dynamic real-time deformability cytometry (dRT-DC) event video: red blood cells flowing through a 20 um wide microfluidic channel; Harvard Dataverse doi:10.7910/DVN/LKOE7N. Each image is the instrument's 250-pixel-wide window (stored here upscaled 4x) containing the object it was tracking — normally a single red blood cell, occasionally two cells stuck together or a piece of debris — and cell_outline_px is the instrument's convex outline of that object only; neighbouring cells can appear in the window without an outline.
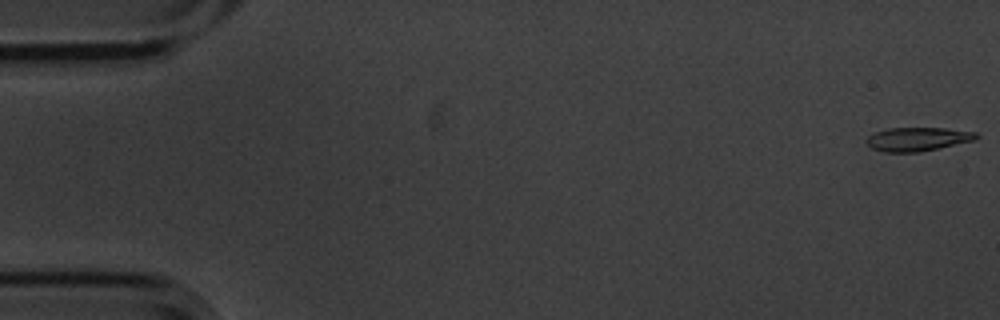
{"species": "common noctule bat (a hibernating species)", "species_latin": "Nyctalus noctula", "temperature_condition": "cold", "stored_images_in_passage": 6, "camera_frame_rate_fps": 3000, "um_per_image_px": 0.085, "animal": {"sex": "male", "body_mass_g": 20.1, "forearm_length_mm": 53.5}, "frame": {"image": 1, "passage_image": 1, "time_ms": 0.0, "image_size_px": [1000, 320], "cell_outline_px": [[980, 136], [976, 140], [940, 148], [920, 152], [884, 152], [872, 148], [864, 140], [868, 136], [876, 132], [888, 128], [944, 128], [976, 132]], "centroid_in_image_um": [78.02, 11.83], "position_along_channel_um": 7.0, "area_um2": 15.26}}
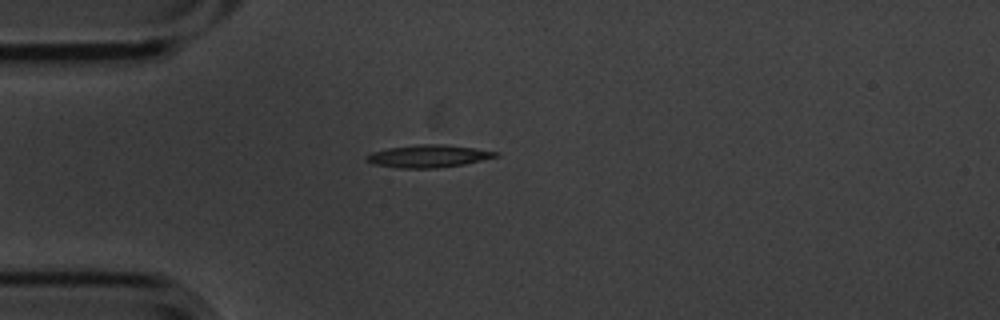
{"frame": {"image": 2, "passage_image": 5, "time_ms": 1.333, "image_size_px": [1000, 320], "cell_outline_px": [[500, 156], [464, 164], [436, 168], [400, 168], [372, 164], [364, 156], [372, 152], [388, 148], [416, 144], [444, 144], [476, 148], [500, 152]], "centroid_in_image_um": [36.44, 13.26], "position_along_channel_um": 48.6, "area_um2": 17.05}}